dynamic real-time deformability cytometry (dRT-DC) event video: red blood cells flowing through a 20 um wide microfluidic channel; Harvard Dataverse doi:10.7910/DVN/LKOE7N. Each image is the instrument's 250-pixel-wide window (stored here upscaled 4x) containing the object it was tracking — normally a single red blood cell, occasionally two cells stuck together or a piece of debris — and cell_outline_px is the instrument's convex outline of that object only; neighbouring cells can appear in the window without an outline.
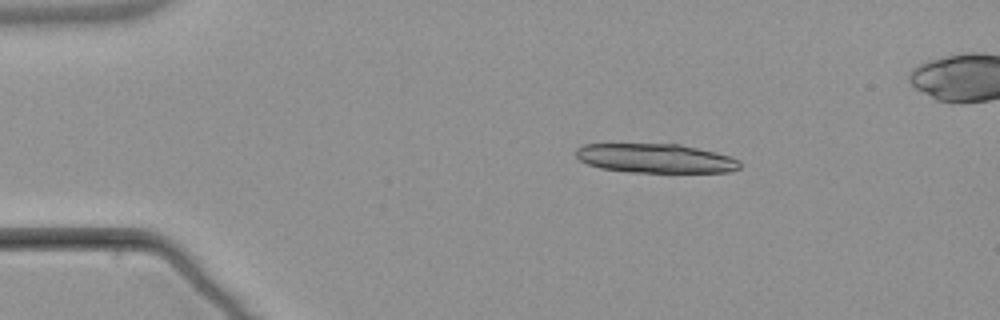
{"species": "common noctule bat (a hibernating species)", "species_latin": "Nyctalus noctula", "temperature_condition": "warm", "stored_images_in_passage": 4, "camera_frame_rate_fps": 3000, "um_per_image_px": 0.085, "animal": {"sex": "male", "body_mass_g": 21.5, "forearm_length_mm": 52.0}, "frame": {"image": 1, "passage_image": 2, "time_ms": 1.0, "image_size_px": [1000, 320], "cell_outline_px": [[740, 168], [732, 172], [628, 172], [600, 168], [588, 164], [580, 160], [572, 152], [576, 148], [584, 144], [612, 140], [680, 144], [716, 152], [732, 156], [740, 160]], "centroid_in_image_um": [55.6, 13.39], "position_along_channel_um": 29.4, "area_um2": 29.54}}